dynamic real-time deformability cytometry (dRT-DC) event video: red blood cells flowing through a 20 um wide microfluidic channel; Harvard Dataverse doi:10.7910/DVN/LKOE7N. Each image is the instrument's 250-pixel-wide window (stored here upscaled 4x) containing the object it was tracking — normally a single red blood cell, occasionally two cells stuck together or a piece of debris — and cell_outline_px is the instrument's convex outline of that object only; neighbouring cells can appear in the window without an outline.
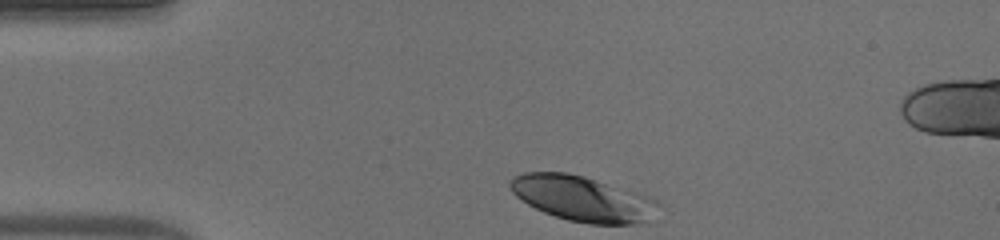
{"species": "human", "species_latin": "Homo sapiens", "temperature_condition": "warm", "stored_images_in_passage": 35, "camera_frame_rate_fps": 3000, "um_per_image_px": 0.085, "donor": {"sex": "male"}, "frame": {"image": 1, "passage_image": 1, "time_ms": 0.0, "image_size_px": [1000, 240], "cell_outline_px": [[656, 204], [644, 220], [636, 224], [588, 224], [568, 220], [544, 212], [528, 204], [516, 196], [512, 192], [508, 184], [512, 176], [524, 172], [568, 172], [584, 176], [656, 200]], "centroid_in_image_um": [49.35, 16.86], "position_along_channel_um": 35.7, "area_um2": 37.97}}
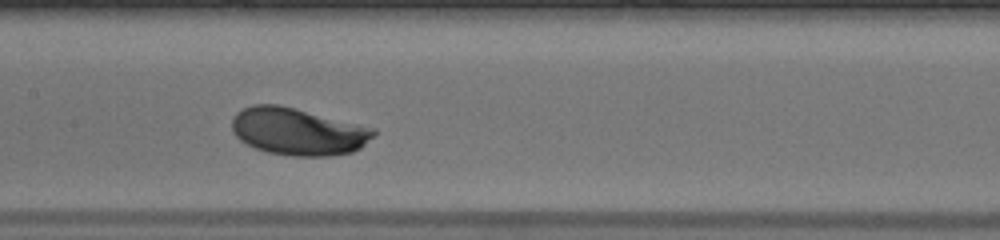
{"frame": {"image": 2, "passage_image": 16, "time_ms": 5.0, "image_size_px": [1000, 240], "cell_outline_px": [[376, 132], [360, 148], [352, 152], [332, 156], [292, 156], [268, 152], [256, 148], [240, 140], [232, 132], [232, 120], [236, 112], [252, 104], [276, 104], [376, 128]], "centroid_in_image_um": [25.31, 11.18], "position_along_channel_um": 182.1, "area_um2": 38.73}}
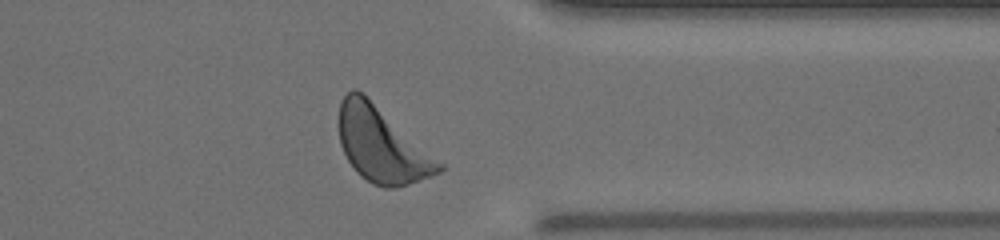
{"frame": {"image": 3, "passage_image": 32, "time_ms": 10.333, "image_size_px": [1000, 240], "cell_outline_px": [[444, 168], [440, 172], [432, 176], [396, 188], [384, 188], [372, 184], [360, 176], [356, 172], [348, 160], [340, 144], [340, 100], [352, 88], [356, 88], [444, 164]], "centroid_in_image_um": [32.45, 12.36], "position_along_channel_um": 379.0, "area_um2": 42.95}, "authors_computed_cell_mechanics": {"area_um2": 38.3214, "velocity_mm_per_s": 3.806, "shape_relaxation_time_tau1_ms": 1.5256, "shape_relaxation_time_tau2_ms": null, "deformation_change_tau1": 0.1267, "deformation_change_tau2": null}}